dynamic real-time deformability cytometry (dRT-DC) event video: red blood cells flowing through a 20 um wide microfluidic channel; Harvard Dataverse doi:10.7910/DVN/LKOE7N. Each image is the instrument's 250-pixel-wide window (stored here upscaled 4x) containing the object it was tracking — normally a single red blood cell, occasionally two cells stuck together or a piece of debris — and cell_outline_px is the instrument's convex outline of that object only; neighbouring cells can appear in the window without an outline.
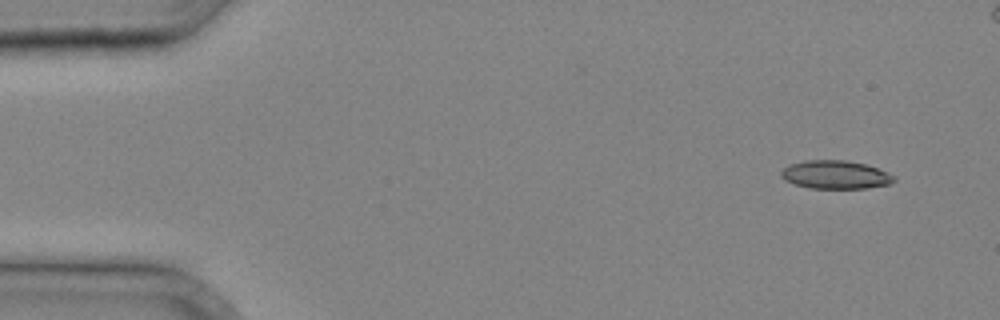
{"species": "common noctule bat (a hibernating species)", "species_latin": "Nyctalus noctula", "temperature_condition": "cold", "stored_images_in_passage": 10, "camera_frame_rate_fps": 3000, "um_per_image_px": 0.085, "animal": {"sex": "male", "body_mass_g": 20.4}, "frame": {"image": 1, "passage_image": 2, "time_ms": 0.333, "image_size_px": [1000, 320], "cell_outline_px": [[896, 180], [892, 184], [868, 188], [808, 188], [784, 180], [780, 176], [780, 172], [788, 164], [804, 160], [844, 160], [864, 164], [876, 168], [896, 176]], "centroid_in_image_um": [71.0, 14.85], "position_along_channel_um": 14.0, "area_um2": 18.73}}